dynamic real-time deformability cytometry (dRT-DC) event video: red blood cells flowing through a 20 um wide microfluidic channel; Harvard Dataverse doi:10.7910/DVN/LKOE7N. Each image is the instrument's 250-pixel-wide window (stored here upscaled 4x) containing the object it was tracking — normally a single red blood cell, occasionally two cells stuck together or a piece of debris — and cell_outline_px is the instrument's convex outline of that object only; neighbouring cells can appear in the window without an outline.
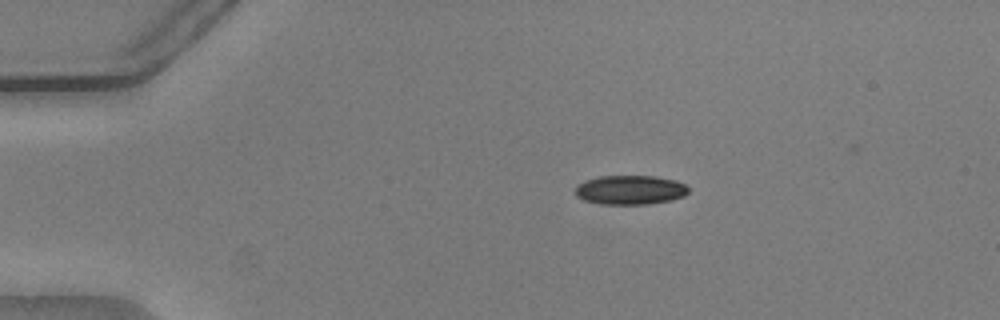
{"species": "common noctule bat (a hibernating species)", "species_latin": "Nyctalus noctula", "temperature_condition": "warm", "stored_images_in_passage": 44, "camera_frame_rate_fps": 3000, "um_per_image_px": 0.085, "animal": {"sex": "male", "body_mass_g": 20.5, "forearm_length_mm": 52.5}, "frame": {"image": 1, "passage_image": 1, "time_ms": 0.0, "image_size_px": [1000, 320], "cell_outline_px": [[688, 192], [684, 196], [672, 200], [648, 204], [600, 204], [584, 200], [576, 196], [576, 184], [584, 180], [600, 176], [656, 176], [676, 180], [684, 184], [688, 188]], "centroid_in_image_um": [53.55, 16.14], "position_along_channel_um": 31.4, "area_um2": 19.42}}
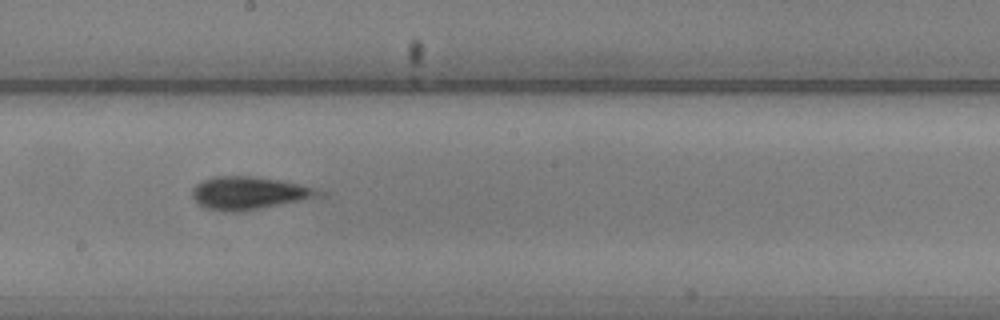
{"frame": {"image": 2, "passage_image": 21, "time_ms": 6.667, "image_size_px": [1000, 320], "cell_outline_px": [[328, 196], [260, 208], [236, 212], [224, 212], [204, 208], [196, 204], [192, 196], [192, 188], [196, 184], [204, 180], [216, 176], [256, 176], [280, 180], [312, 188], [324, 192]], "centroid_in_image_um": [21.15, 16.42], "position_along_channel_um": 227.0, "area_um2": 24.39}}
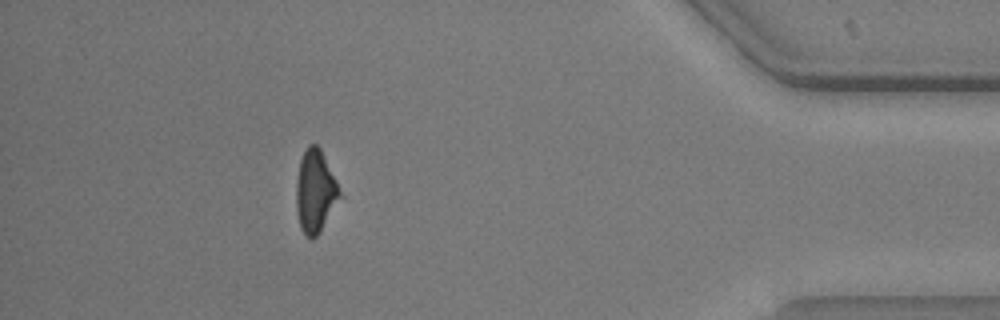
{"frame": {"image": 3, "passage_image": 39, "time_ms": 12.667, "image_size_px": [1000, 320], "cell_outline_px": [[344, 196], [320, 232], [312, 240], [300, 228], [296, 212], [296, 180], [300, 160], [308, 144], [316, 144], [320, 148]], "centroid_in_image_um": [26.82, 16.29], "position_along_channel_um": 408.4, "area_um2": 21.33}, "authors_computed_cell_mechanics": {"area_um2": 23.0044, "velocity_mm_per_s": 3.7883, "shape_relaxation_time_tau1_ms": 3.9297, "shape_relaxation_time_tau2_ms": 4.9947, "deformation_change_tau1": 0.1461, "deformation_change_tau2": 0.18}}